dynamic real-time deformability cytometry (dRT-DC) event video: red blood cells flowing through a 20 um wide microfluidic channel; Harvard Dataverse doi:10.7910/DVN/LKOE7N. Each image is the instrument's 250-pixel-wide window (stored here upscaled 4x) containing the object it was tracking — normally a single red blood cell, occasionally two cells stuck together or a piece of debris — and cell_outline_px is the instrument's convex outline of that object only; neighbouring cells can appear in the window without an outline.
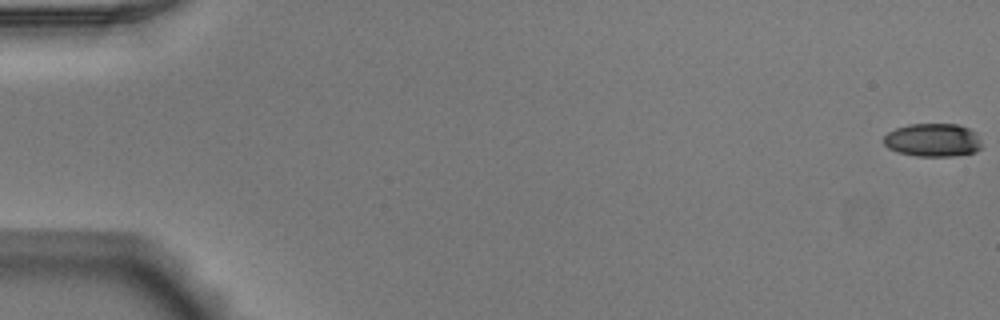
{"species": "Egyptian fruit bat (a non-hibernating species)", "species_latin": "Rousettus aegyptiacus", "temperature_condition": "warm", "stored_images_in_passage": 53, "camera_frame_rate_fps": 3000, "um_per_image_px": 0.085, "animal": {"sex": "male"}, "frame": {"image": 1, "passage_image": 1, "time_ms": 0.0, "image_size_px": [1000, 320], "cell_outline_px": [[980, 148], [976, 152], [952, 156], [916, 156], [896, 152], [888, 148], [884, 144], [884, 136], [888, 132], [896, 128], [908, 124], [956, 124], [968, 128], [976, 132], [980, 140]], "centroid_in_image_um": [79.28, 11.91], "position_along_channel_um": 5.7, "area_um2": 19.07}}
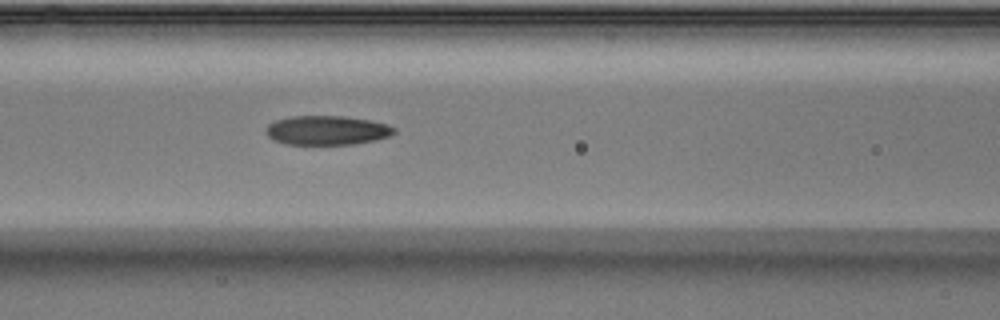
{"frame": {"image": 2, "passage_image": 24, "time_ms": 7.667, "image_size_px": [1000, 320], "cell_outline_px": [[396, 132], [388, 136], [376, 140], [352, 144], [288, 144], [272, 140], [264, 132], [264, 128], [268, 124], [276, 120], [292, 116], [344, 116], [372, 120], [388, 124], [396, 128]], "centroid_in_image_um": [27.78, 11.07], "position_along_channel_um": 138.8, "area_um2": 22.02}}
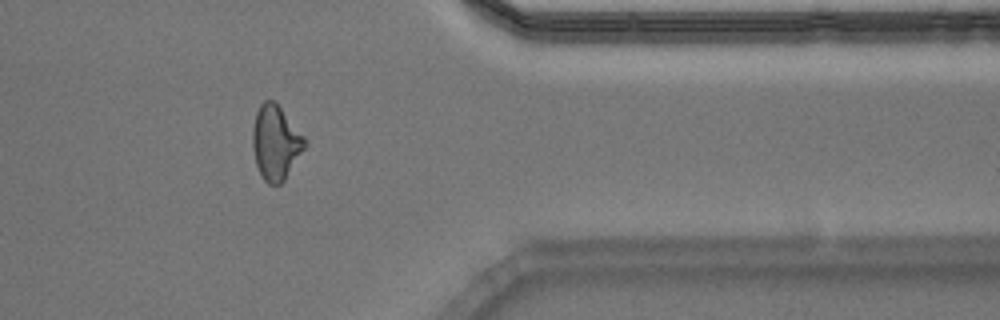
{"frame": {"image": 3, "passage_image": 44, "time_ms": 14.333, "image_size_px": [1000, 320], "cell_outline_px": [[308, 144], [284, 180], [280, 184], [268, 184], [264, 180], [256, 164], [252, 148], [252, 128], [256, 112], [260, 104], [264, 100], [276, 100], [308, 140]], "centroid_in_image_um": [23.45, 12.08], "position_along_channel_um": 388.0, "area_um2": 23.06}, "authors_computed_cell_mechanics": {"area_um2": 21.7328, "velocity_mm_per_s": 3.9416, "shape_relaxation_time_tau1_ms": 7.1405, "shape_relaxation_time_tau2_ms": 2.3169, "deformation_change_tau1": 0.2034, "deformation_change_tau2": 0.0997}}